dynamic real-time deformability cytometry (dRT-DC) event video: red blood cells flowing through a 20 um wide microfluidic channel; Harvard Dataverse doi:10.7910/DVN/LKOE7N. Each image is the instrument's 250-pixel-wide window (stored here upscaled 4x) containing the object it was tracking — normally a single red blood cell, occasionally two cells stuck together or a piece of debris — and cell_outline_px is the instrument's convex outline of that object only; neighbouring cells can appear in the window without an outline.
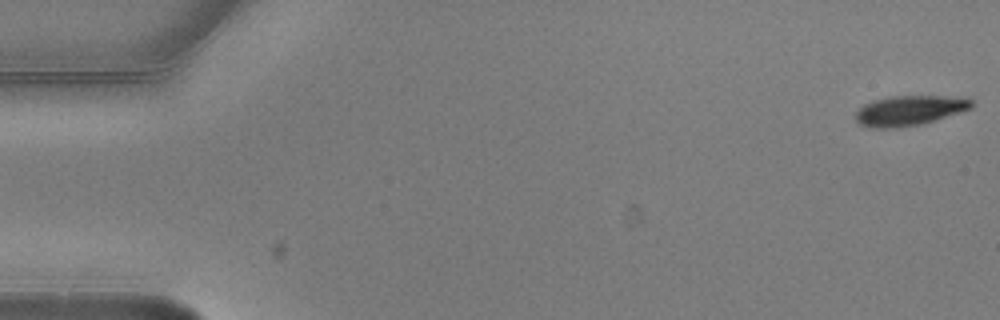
{"species": "common noctule bat (a hibernating species)", "species_latin": "Nyctalus noctula", "temperature_condition": "warm", "stored_images_in_passage": 5, "camera_frame_rate_fps": 3000, "um_per_image_px": 0.085, "animal": {"sex": "male", "body_mass_g": 20.5, "forearm_length_mm": 52.5}, "frame": {"image": 1, "passage_image": 1, "time_ms": 0.0, "image_size_px": [1000, 320], "cell_outline_px": [[972, 108], [936, 120], [920, 124], [896, 128], [872, 128], [860, 124], [856, 120], [856, 112], [864, 104], [876, 100], [892, 96], [944, 96], [972, 100]], "centroid_in_image_um": [77.27, 9.4], "position_along_channel_um": 7.7, "area_um2": 19.94}}
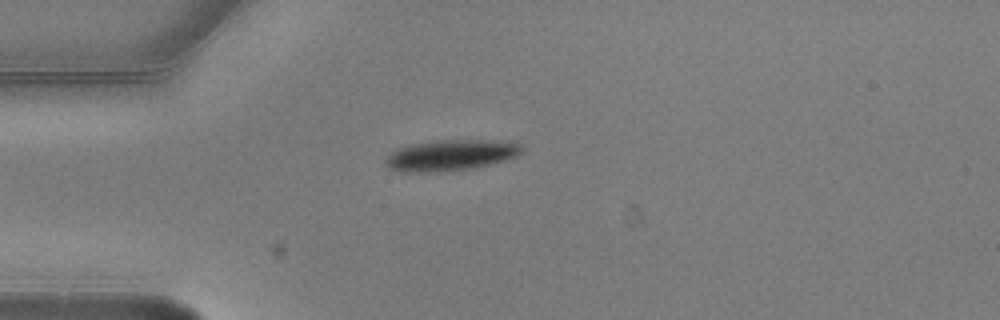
{"frame": {"image": 2, "passage_image": 5, "time_ms": 1.333, "image_size_px": [1000, 320], "cell_outline_px": [[524, 152], [516, 156], [492, 164], [472, 168], [428, 172], [400, 172], [388, 168], [384, 160], [392, 152], [408, 144], [436, 140], [516, 140], [524, 144]], "centroid_in_image_um": [38.4, 13.17], "position_along_channel_um": 46.6, "area_um2": 24.97}}